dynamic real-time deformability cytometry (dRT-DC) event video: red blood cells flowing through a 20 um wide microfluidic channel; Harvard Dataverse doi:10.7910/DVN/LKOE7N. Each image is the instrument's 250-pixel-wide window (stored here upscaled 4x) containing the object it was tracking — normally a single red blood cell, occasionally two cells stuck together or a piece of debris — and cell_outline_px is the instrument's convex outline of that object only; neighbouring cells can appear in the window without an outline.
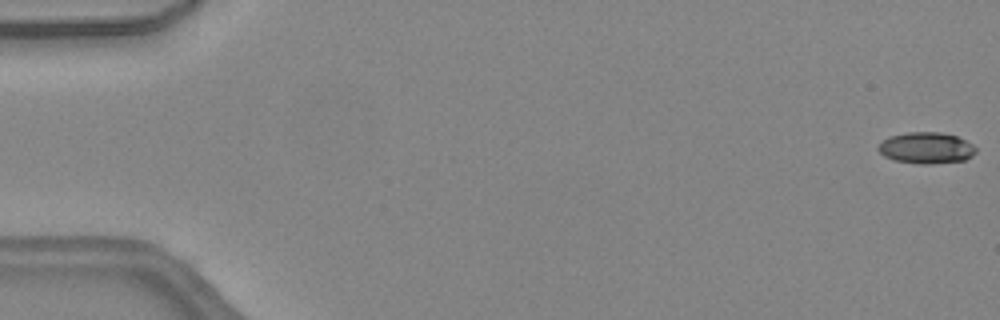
{"species": "common noctule bat (a hibernating species)", "species_latin": "Nyctalus noctula", "temperature_condition": "warm", "stored_images_in_passage": 46, "camera_frame_rate_fps": 3000, "um_per_image_px": 0.085, "animal": {"sex": "female", "body_mass_g": 24.6, "forearm_length_mm": 56.2}, "frame": {"image": 1, "passage_image": 1, "time_ms": 0.0, "image_size_px": [1000, 320], "cell_outline_px": [[976, 152], [972, 156], [964, 160], [932, 164], [920, 164], [892, 160], [884, 156], [876, 148], [888, 136], [908, 132], [940, 132], [956, 136], [972, 144], [976, 148]], "centroid_in_image_um": [78.71, 12.58], "position_along_channel_um": 6.3, "area_um2": 17.86}}
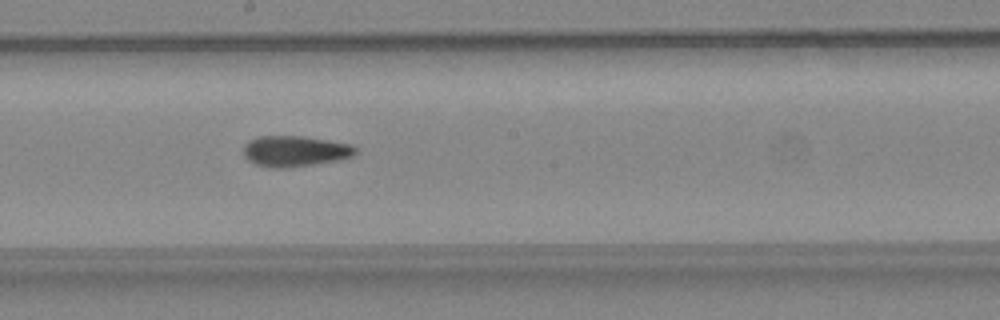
{"frame": {"image": 2, "passage_image": 26, "time_ms": 8.333, "image_size_px": [1000, 320], "cell_outline_px": [[356, 152], [352, 156], [340, 160], [284, 168], [268, 168], [256, 164], [248, 160], [244, 156], [244, 144], [248, 140], [260, 136], [300, 136], [328, 140], [348, 144], [356, 148]], "centroid_in_image_um": [25.03, 12.85], "position_along_channel_um": 223.2, "area_um2": 20.0}}
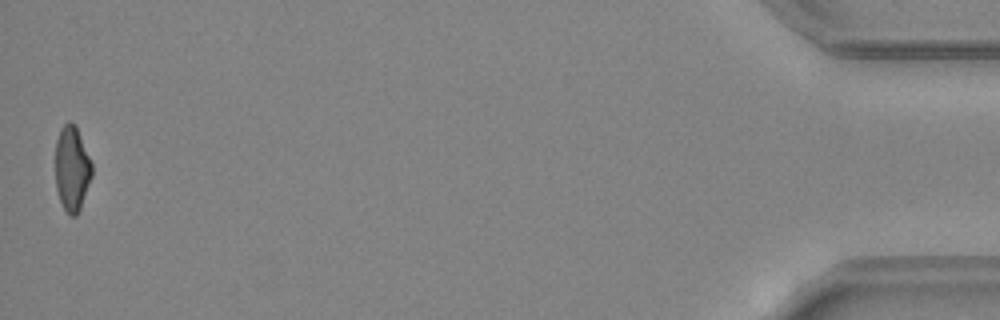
{"frame": {"image": 3, "passage_image": 46, "time_ms": 15.0, "image_size_px": [1000, 320], "cell_outline_px": [[92, 176], [80, 208], [76, 216], [68, 216], [60, 200], [56, 188], [56, 140], [60, 128], [68, 120], [76, 124], [92, 164]], "centroid_in_image_um": [6.11, 14.3], "position_along_channel_um": 429.1, "area_um2": 18.15}, "authors_computed_cell_mechanics": {"area_um2": 19.1607, "velocity_mm_per_s": 4.5386, "shape_relaxation_time_tau1_ms": 8.8974, "shape_relaxation_time_tau2_ms": 2.3467, "deformation_change_tau1": 0.2544, "deformation_change_tau2": 0.1063}}